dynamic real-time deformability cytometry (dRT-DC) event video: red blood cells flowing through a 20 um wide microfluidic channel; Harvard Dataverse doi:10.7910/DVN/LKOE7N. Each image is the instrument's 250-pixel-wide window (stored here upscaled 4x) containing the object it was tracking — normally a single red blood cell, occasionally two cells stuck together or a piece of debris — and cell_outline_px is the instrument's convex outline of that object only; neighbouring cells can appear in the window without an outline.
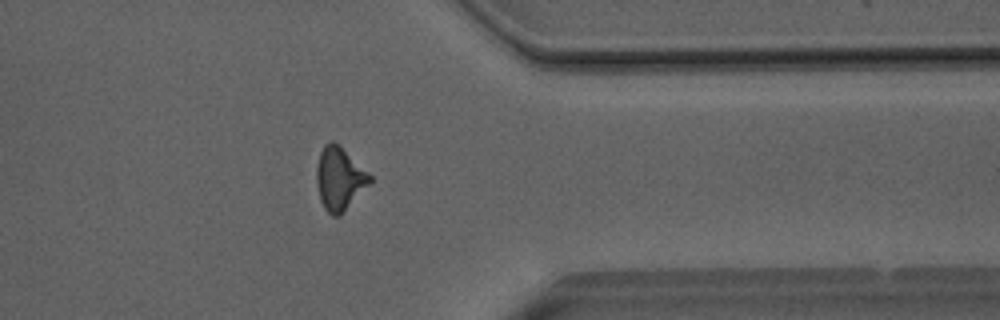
{"species": "Egyptian fruit bat (a non-hibernating species)", "species_latin": "Rousettus aegyptiacus", "temperature_condition": "room temperature", "stored_images_in_passage": 33, "camera_frame_rate_fps": 3000, "um_per_image_px": 0.085, "animal": {"sex": "male"}, "frame": {"image": 1, "passage_image": 28, "time_ms": 9.0, "image_size_px": [1000, 320], "cell_outline_px": [[372, 180], [344, 212], [340, 216], [332, 216], [324, 208], [320, 200], [316, 184], [316, 168], [320, 152], [324, 144], [332, 140], [340, 144], [372, 176]], "centroid_in_image_um": [28.84, 15.16], "position_along_channel_um": 382.6, "area_um2": 19.71}, "authors_computed_cell_mechanics": {"area_um2": 18.9584, "velocity_mm_per_s": 4.0681, "shape_relaxation_time_tau1_ms": 7.647, "shape_relaxation_time_tau2_ms": 3.0653, "deformation_change_tau1": 0.2109, "deformation_change_tau2": 0.1384}}